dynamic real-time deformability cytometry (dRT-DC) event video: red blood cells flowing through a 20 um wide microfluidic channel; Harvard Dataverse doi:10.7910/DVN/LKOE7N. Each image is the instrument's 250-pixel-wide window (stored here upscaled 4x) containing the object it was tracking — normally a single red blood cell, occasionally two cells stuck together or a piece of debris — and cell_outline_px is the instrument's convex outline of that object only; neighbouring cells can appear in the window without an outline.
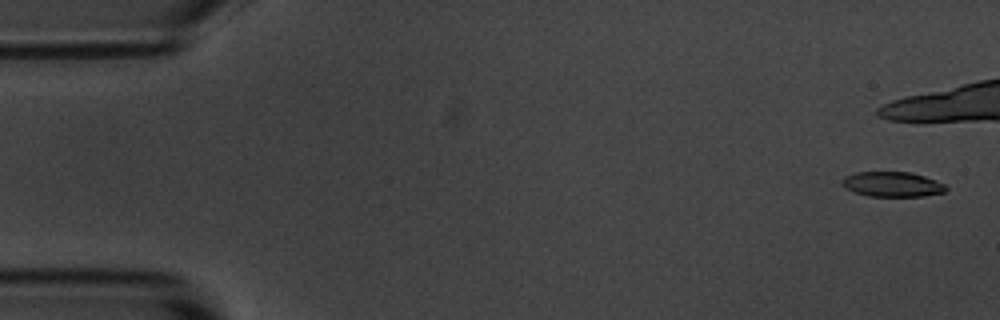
{"species": "common noctule bat (a hibernating species)", "species_latin": "Nyctalus noctula", "temperature_condition": "room temperature", "stored_images_in_passage": 12, "camera_frame_rate_fps": 3000, "um_per_image_px": 0.085, "animal": {"sex": "male", "body_mass_g": 20.1, "forearm_length_mm": 53.5}, "frame": {"image": 1, "passage_image": 1, "time_ms": 0.0, "image_size_px": [1000, 320], "cell_outline_px": [[948, 188], [944, 192], [924, 196], [868, 196], [852, 192], [844, 188], [840, 184], [840, 180], [844, 176], [856, 172], [908, 172], [924, 176], [944, 184]], "centroid_in_image_um": [75.77, 15.67], "position_along_channel_um": 9.2, "area_um2": 15.26}}